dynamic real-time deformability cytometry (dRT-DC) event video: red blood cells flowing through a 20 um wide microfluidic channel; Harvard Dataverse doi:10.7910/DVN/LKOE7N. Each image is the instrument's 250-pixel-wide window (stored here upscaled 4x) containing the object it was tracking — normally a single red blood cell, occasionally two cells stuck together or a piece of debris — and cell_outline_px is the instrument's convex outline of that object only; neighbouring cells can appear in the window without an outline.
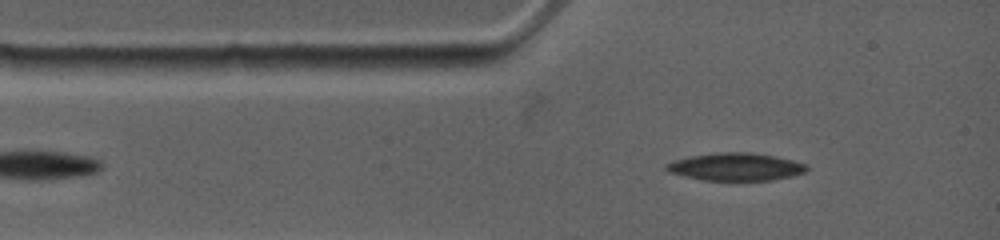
{"species": "common noctule bat (a hibernating species)", "species_latin": "Nyctalus noctula", "temperature_condition": "warm", "stored_images_in_passage": 48, "camera_frame_rate_fps": 4500, "um_per_image_px": 0.085, "animal": {"sex": "female", "body_mass_g": 19.0, "forearm_length_mm": 53.3}, "frame": {"image": 1, "passage_image": 3, "time_ms": 0.667, "image_size_px": [1000, 240], "cell_outline_px": [[808, 168], [804, 172], [792, 176], [772, 180], [704, 180], [668, 172], [664, 168], [664, 164], [672, 160], [688, 156], [716, 152], [752, 152], [776, 156], [808, 164]], "centroid_in_image_um": [62.51, 14.16], "position_along_channel_um": 22.5, "area_um2": 22.83}}
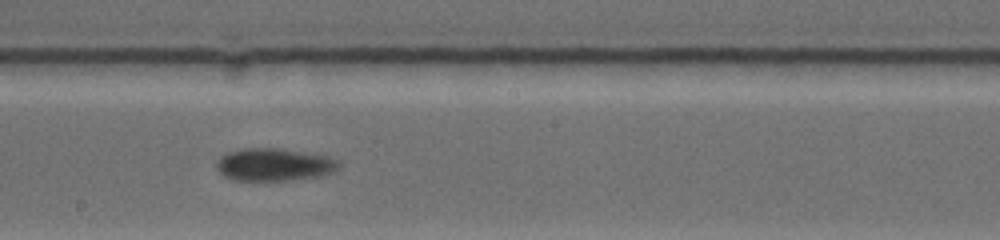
{"frame": {"image": 2, "passage_image": 20, "time_ms": 6.444, "image_size_px": [1000, 240], "cell_outline_px": [[340, 168], [336, 172], [324, 176], [292, 180], [232, 180], [224, 176], [216, 168], [216, 160], [220, 156], [228, 152], [240, 148], [280, 148], [328, 156], [336, 160], [340, 164]], "centroid_in_image_um": [23.32, 13.99], "position_along_channel_um": 224.9, "area_um2": 23.64}}
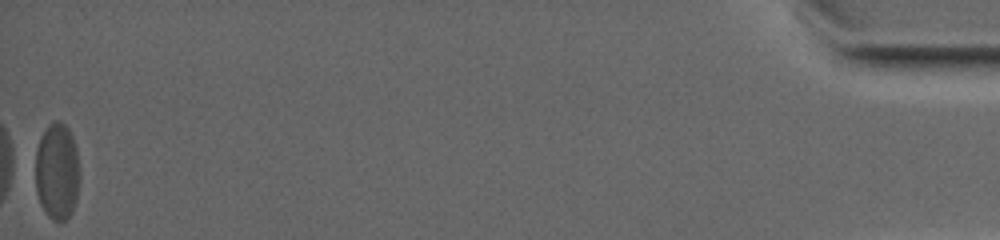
{"frame": {"image": 3, "passage_image": 48, "time_ms": 16.667, "image_size_px": [1000, 240], "cell_outline_px": [[80, 180], [72, 212], [60, 224], [52, 220], [44, 212], [40, 204], [36, 192], [36, 148], [40, 136], [44, 128], [48, 124], [56, 120], [60, 120], [68, 128], [72, 136], [76, 148], [80, 168]], "centroid_in_image_um": [4.85, 14.57], "position_along_channel_um": 430.4, "area_um2": 25.55}}